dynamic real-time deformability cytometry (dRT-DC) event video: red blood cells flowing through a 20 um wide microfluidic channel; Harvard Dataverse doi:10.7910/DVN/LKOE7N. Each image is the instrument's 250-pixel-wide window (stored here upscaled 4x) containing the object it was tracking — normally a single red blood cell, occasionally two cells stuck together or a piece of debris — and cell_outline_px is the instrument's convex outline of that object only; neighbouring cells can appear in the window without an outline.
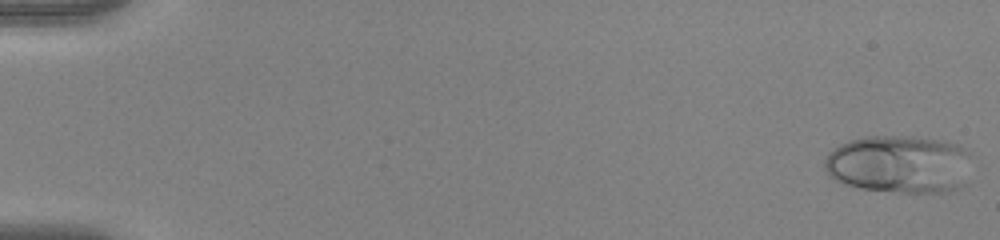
{"species": "human", "species_latin": "Homo sapiens", "temperature_condition": "warm", "stored_images_in_passage": 52, "camera_frame_rate_fps": 3000, "um_per_image_px": 0.085, "donor": {"sex": "female"}, "frame": {"image": 1, "passage_image": 1, "time_ms": 0.0, "image_size_px": [1000, 240], "cell_outline_px": [[972, 152], [968, 184], [948, 192], [900, 192], [860, 188], [844, 184], [828, 176], [824, 168], [824, 160], [828, 152], [840, 144], [848, 140], [864, 136], [912, 136], [948, 140], [960, 144]], "centroid_in_image_um": [76.51, 13.94], "position_along_channel_um": 8.5, "area_um2": 51.1}}
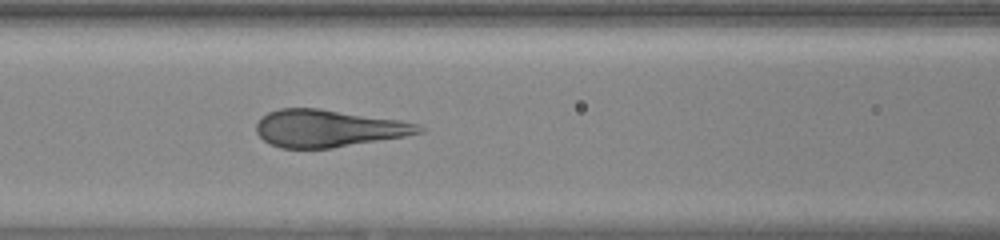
{"frame": {"image": 2, "passage_image": 24, "time_ms": 7.667, "image_size_px": [1000, 240], "cell_outline_px": [[424, 132], [404, 136], [332, 148], [280, 148], [264, 140], [256, 132], [256, 124], [260, 116], [268, 112], [280, 108], [320, 108], [400, 120], [420, 124], [424, 128]], "centroid_in_image_um": [27.89, 10.9], "position_along_channel_um": 138.7, "area_um2": 35.37}}
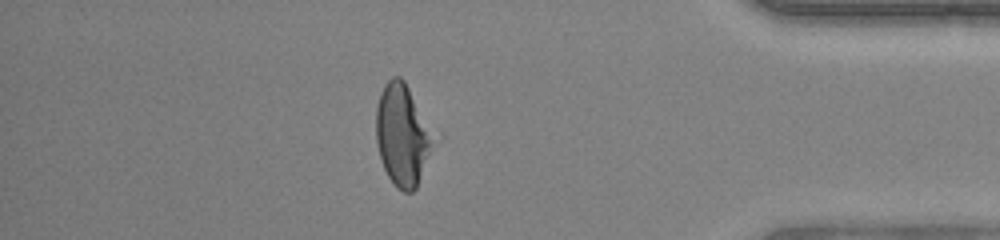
{"frame": {"image": 3, "passage_image": 46, "time_ms": 15.0, "image_size_px": [1000, 240], "cell_outline_px": [[428, 152], [416, 188], [412, 192], [404, 192], [396, 188], [388, 176], [384, 168], [380, 156], [376, 140], [376, 108], [380, 92], [384, 84], [392, 76], [400, 76], [404, 80], [408, 88], [428, 140]], "centroid_in_image_um": [34.03, 11.5], "position_along_channel_um": 401.2, "area_um2": 31.15}}